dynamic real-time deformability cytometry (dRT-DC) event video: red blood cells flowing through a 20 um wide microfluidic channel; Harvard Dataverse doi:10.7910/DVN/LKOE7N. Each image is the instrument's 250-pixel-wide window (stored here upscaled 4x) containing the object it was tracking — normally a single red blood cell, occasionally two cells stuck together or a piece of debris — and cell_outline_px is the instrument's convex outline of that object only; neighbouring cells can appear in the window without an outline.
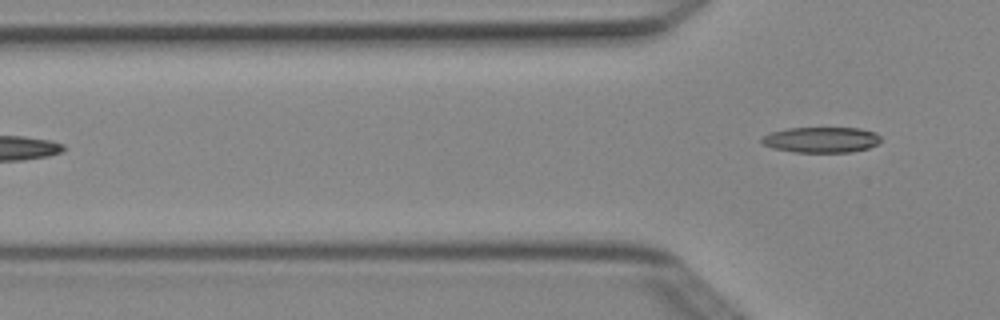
{"species": "Egyptian fruit bat (a non-hibernating species)", "species_latin": "Rousettus aegyptiacus", "temperature_condition": "cold", "stored_images_in_passage": 6, "camera_frame_rate_fps": 3000, "um_per_image_px": 0.085, "animal": {"sex": "female"}, "frame": {"image": 1, "passage_image": 6, "time_ms": 1.667, "image_size_px": [1000, 320], "cell_outline_px": [[880, 140], [876, 144], [868, 148], [852, 152], [796, 152], [772, 148], [764, 144], [760, 140], [764, 136], [772, 132], [788, 128], [860, 128], [876, 132], [880, 136]], "centroid_in_image_um": [69.83, 11.88], "position_along_channel_um": 56.0, "area_um2": 17.69}}